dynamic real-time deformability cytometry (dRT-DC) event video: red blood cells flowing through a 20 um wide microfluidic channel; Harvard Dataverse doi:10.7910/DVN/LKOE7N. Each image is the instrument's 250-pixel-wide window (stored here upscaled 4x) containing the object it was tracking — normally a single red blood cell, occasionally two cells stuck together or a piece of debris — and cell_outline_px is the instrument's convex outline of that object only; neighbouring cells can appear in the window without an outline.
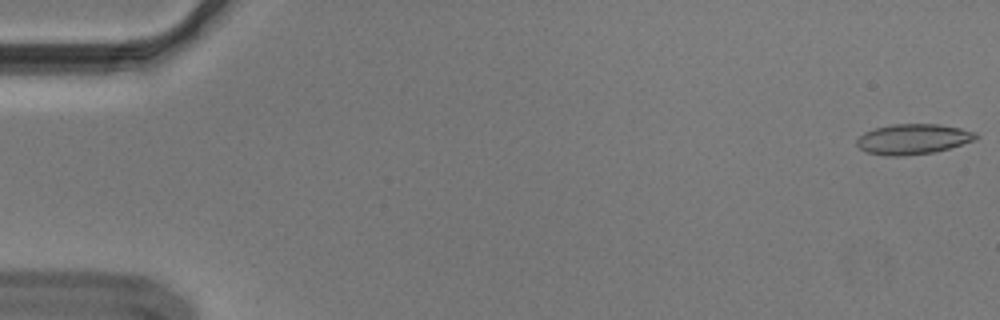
{"species": "Egyptian fruit bat (a non-hibernating species)", "species_latin": "Rousettus aegyptiacus", "temperature_condition": "cold", "stored_images_in_passage": 55, "camera_frame_rate_fps": 3000, "um_per_image_px": 0.085, "animal": {"sex": "male"}, "frame": {"image": 1, "passage_image": 1, "time_ms": 0.0, "image_size_px": [1000, 320], "cell_outline_px": [[980, 136], [976, 140], [936, 152], [904, 156], [884, 156], [868, 152], [860, 148], [856, 144], [856, 140], [864, 132], [876, 128], [892, 124], [940, 124], [960, 128], [976, 132]], "centroid_in_image_um": [77.64, 11.83], "position_along_channel_um": 7.4, "area_um2": 21.21}}
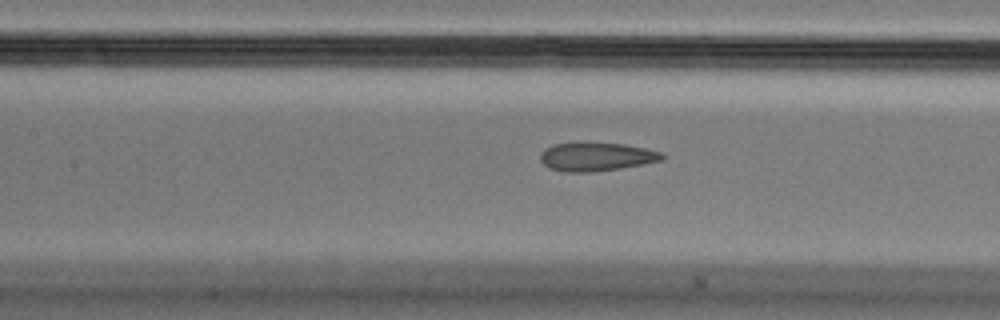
{"frame": {"image": 2, "passage_image": 25, "time_ms": 8.0, "image_size_px": [1000, 320], "cell_outline_px": [[664, 160], [620, 168], [588, 172], [564, 172], [548, 168], [540, 160], [540, 152], [544, 148], [552, 144], [580, 140], [588, 140], [624, 144], [664, 152]], "centroid_in_image_um": [50.63, 13.27], "position_along_channel_um": 156.8, "area_um2": 21.1}}
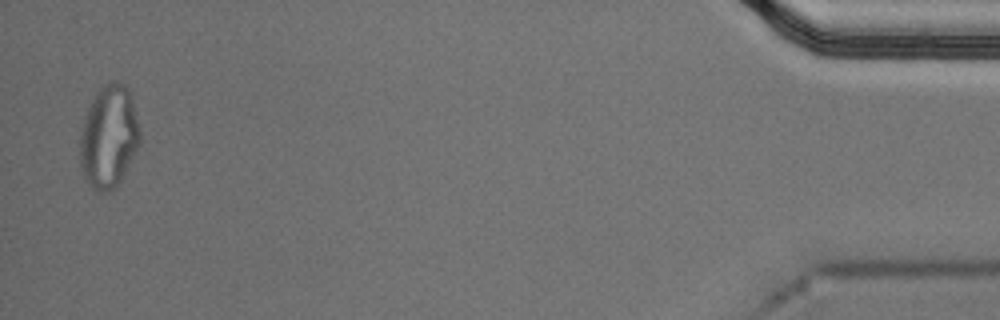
{"frame": {"image": 3, "passage_image": 54, "time_ms": 17.667, "image_size_px": [1000, 320], "cell_outline_px": [[140, 144], [120, 180], [112, 192], [96, 192], [88, 184], [84, 176], [80, 164], [80, 136], [84, 116], [96, 92], [104, 84], [112, 80], [116, 80], [124, 84], [128, 88], [132, 100], [140, 132]], "centroid_in_image_um": [9.24, 11.63], "position_along_channel_um": 426.0, "area_um2": 35.89}, "authors_computed_cell_mechanics": {"area_um2": 21.2126, "velocity_mm_per_s": 3.652, "shape_relaxation_time_tau1_ms": null, "shape_relaxation_time_tau2_ms": 1.8975, "deformation_change_tau1": null, "deformation_change_tau2": 0.0807}}